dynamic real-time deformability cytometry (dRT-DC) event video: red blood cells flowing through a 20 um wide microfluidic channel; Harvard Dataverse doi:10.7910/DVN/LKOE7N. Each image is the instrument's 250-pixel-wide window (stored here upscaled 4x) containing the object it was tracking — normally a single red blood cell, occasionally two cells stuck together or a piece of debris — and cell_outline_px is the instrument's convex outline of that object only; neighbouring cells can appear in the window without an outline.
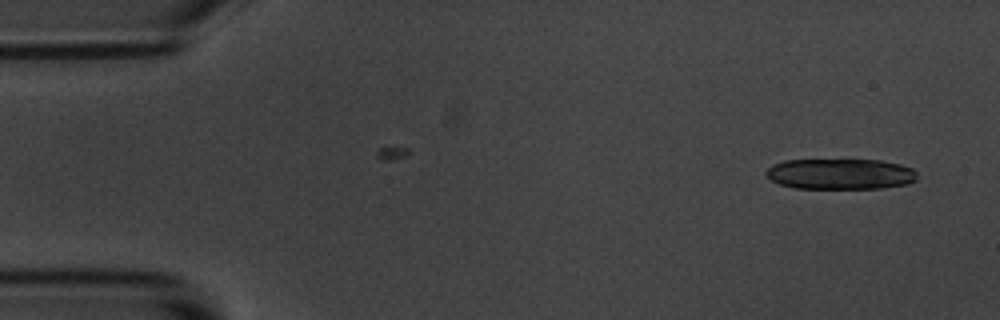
{"species": "common noctule bat (a hibernating species)", "species_latin": "Nyctalus noctula", "temperature_condition": "room temperature", "stored_images_in_passage": 3, "camera_frame_rate_fps": 3000, "um_per_image_px": 0.085, "animal": {"sex": "male", "body_mass_g": 20.1, "forearm_length_mm": 53.5}, "frame": {"image": 1, "passage_image": 3, "time_ms": 2.333, "image_size_px": [1000, 320], "cell_outline_px": [[916, 180], [908, 184], [880, 188], [792, 188], [780, 184], [772, 180], [764, 172], [772, 164], [784, 160], [880, 160], [900, 164], [912, 168], [916, 172]], "centroid_in_image_um": [71.42, 14.78], "position_along_channel_um": 13.6, "area_um2": 27.05}}